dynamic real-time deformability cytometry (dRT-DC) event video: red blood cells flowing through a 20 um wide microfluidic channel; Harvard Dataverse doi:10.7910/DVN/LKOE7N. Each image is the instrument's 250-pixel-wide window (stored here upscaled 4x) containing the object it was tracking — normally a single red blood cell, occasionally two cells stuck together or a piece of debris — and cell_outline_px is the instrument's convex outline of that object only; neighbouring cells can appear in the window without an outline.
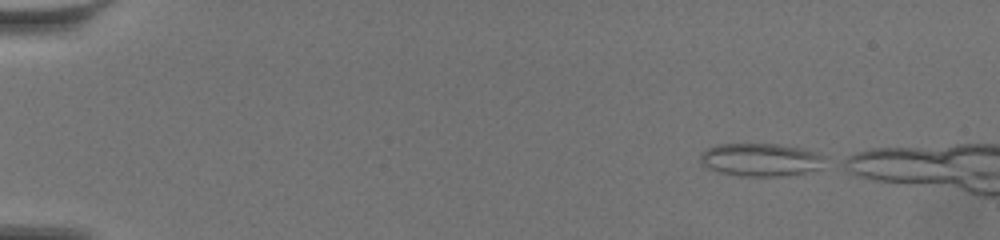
{"species": "common noctule bat (a hibernating species)", "species_latin": "Nyctalus noctula", "temperature_condition": "warm", "stored_images_in_passage": 49, "camera_frame_rate_fps": 3000, "um_per_image_px": 0.085, "animal": {"sex": "female", "body_mass_g": 19.5, "forearm_length_mm": 54.1}, "frame": {"image": 1, "passage_image": 1, "time_ms": 0.0, "image_size_px": [1000, 240], "cell_outline_px": [[824, 156], [820, 168], [808, 172], [780, 176], [740, 176], [720, 172], [708, 168], [700, 164], [700, 152], [716, 144], [776, 144], [800, 148], [816, 152]], "centroid_in_image_um": [64.6, 13.58], "position_along_channel_um": 20.4, "area_um2": 23.87}}
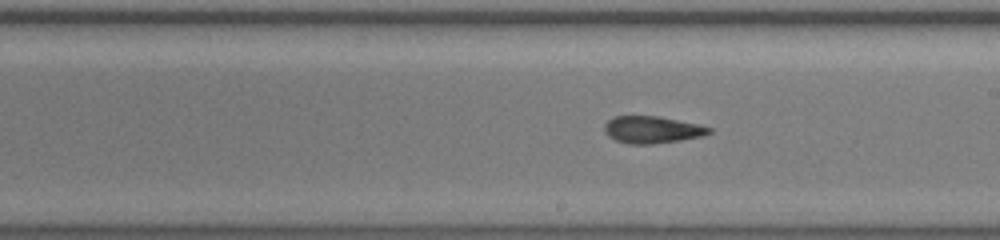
{"frame": {"image": 2, "passage_image": 30, "time_ms": 9.667, "image_size_px": [1000, 240], "cell_outline_px": [[712, 132], [704, 136], [680, 140], [652, 144], [628, 144], [616, 140], [608, 136], [604, 132], [604, 124], [612, 116], [660, 116], [700, 124], [712, 128]], "centroid_in_image_um": [55.44, 11.02], "position_along_channel_um": 233.6, "area_um2": 16.76}}
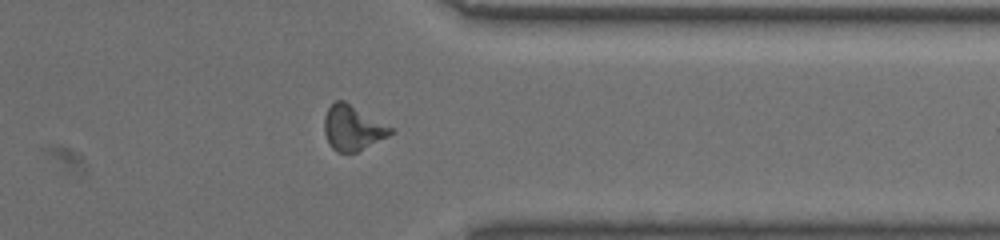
{"frame": {"image": 3, "passage_image": 43, "time_ms": 14.0, "image_size_px": [1000, 240], "cell_outline_px": [[396, 132], [356, 152], [336, 152], [328, 144], [324, 132], [324, 116], [328, 108], [336, 100], [344, 100], [392, 128]], "centroid_in_image_um": [29.94, 10.88], "position_along_channel_um": 381.5, "area_um2": 17.22}}